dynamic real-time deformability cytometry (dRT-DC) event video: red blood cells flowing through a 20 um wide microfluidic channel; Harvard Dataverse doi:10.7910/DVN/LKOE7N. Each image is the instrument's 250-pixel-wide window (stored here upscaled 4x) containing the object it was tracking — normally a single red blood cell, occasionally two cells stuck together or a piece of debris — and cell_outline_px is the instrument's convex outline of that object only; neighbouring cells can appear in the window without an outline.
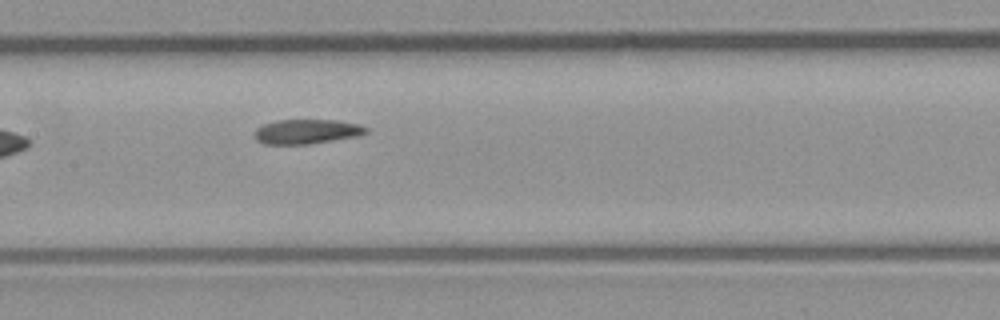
{"species": "common noctule bat (a hibernating species)", "species_latin": "Nyctalus noctula", "temperature_condition": "room temperature", "stored_images_in_passage": 8, "segment_of_instrument_passage": [1, 2], "camera_frame_rate_fps": 3000, "um_per_image_px": 0.085, "animal": {"sex": "male", "body_mass_g": 23.1, "forearm_length_mm": 52.7}, "frame": {"image": 1, "passage_image": 7, "time_ms": 2.0, "image_size_px": [1000, 320], "cell_outline_px": [[368, 132], [356, 136], [308, 144], [264, 144], [256, 140], [256, 128], [264, 124], [276, 120], [336, 120], [360, 124], [368, 128]], "centroid_in_image_um": [26.08, 11.17], "position_along_channel_um": 181.3, "area_um2": 15.84}}